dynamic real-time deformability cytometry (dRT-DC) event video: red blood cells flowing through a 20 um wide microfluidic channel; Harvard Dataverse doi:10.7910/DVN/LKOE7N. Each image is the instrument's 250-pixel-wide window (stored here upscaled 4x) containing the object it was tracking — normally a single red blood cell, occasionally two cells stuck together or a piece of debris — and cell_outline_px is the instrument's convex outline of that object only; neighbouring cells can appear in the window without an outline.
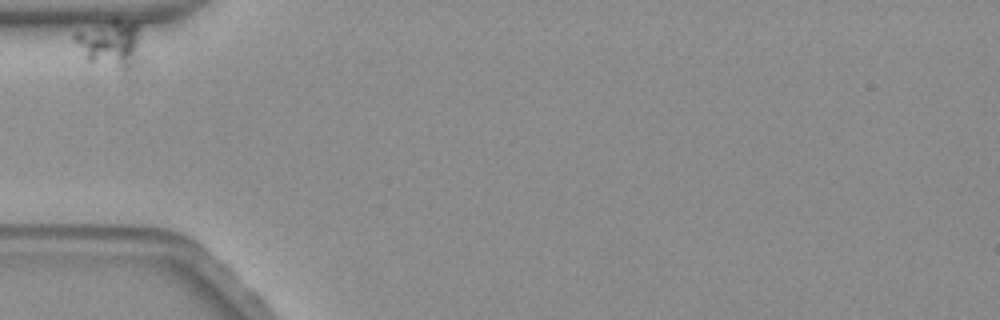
{"species": "common noctule bat (a hibernating species)", "species_latin": "Nyctalus noctula", "temperature_condition": "warm", "stored_images_in_passage": 31, "camera_frame_rate_fps": 3000, "um_per_image_px": 0.085, "animal": {"sex": "female", "body_mass_g": 19.3, "forearm_length_mm": 54.1}, "frame": {"image": 1, "passage_image": 1, "time_ms": 0.0, "image_size_px": [1000, 320], "cell_outline_px": [[136, 44], [128, 64], [124, 68], [88, 60], [84, 56], [72, 36], [76, 32], [112, 20], [116, 20], [136, 24]], "centroid_in_image_um": [9.19, 3.63], "position_along_channel_um": 75.8, "area_um2": 15.84}}
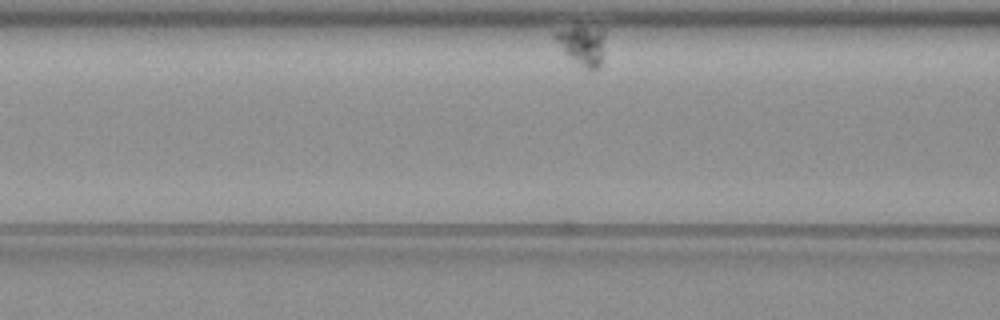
{"frame": {"image": 2, "passage_image": 8, "time_ms": 2.333, "image_size_px": [1000, 320], "cell_outline_px": [[604, 36], [600, 64], [596, 68], [588, 68], [568, 56], [552, 36], [556, 32], [572, 28], [604, 28]], "centroid_in_image_um": [49.5, 3.81], "position_along_channel_um": 117.1, "area_um2": 10.64}}